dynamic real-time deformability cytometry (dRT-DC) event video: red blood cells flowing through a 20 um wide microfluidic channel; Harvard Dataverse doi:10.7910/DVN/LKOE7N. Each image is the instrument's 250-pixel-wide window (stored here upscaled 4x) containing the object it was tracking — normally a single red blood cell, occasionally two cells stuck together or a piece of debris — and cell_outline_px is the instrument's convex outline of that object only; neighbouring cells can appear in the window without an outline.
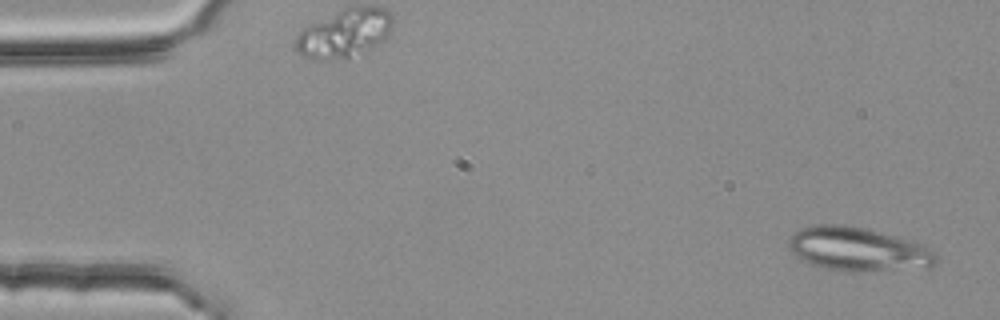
{"species": "common noctule bat (a hibernating species)", "species_latin": "Nyctalus noctula", "temperature_condition": "room temperature", "stored_images_in_passage": 4, "camera_frame_rate_fps": 3000, "um_per_image_px": 0.085, "animal": {"sex": "female", "body_mass_g": 25.1}, "frame": {"image": 1, "passage_image": 1, "time_ms": 0.0, "image_size_px": [1000, 320], "cell_outline_px": [[940, 260], [936, 264], [928, 268], [860, 272], [848, 272], [828, 268], [812, 264], [796, 256], [788, 248], [788, 240], [800, 228], [816, 224], [852, 224], [924, 244], [936, 252]], "centroid_in_image_um": [73.0, 21.18], "position_along_channel_um": 12.0, "area_um2": 38.26}}